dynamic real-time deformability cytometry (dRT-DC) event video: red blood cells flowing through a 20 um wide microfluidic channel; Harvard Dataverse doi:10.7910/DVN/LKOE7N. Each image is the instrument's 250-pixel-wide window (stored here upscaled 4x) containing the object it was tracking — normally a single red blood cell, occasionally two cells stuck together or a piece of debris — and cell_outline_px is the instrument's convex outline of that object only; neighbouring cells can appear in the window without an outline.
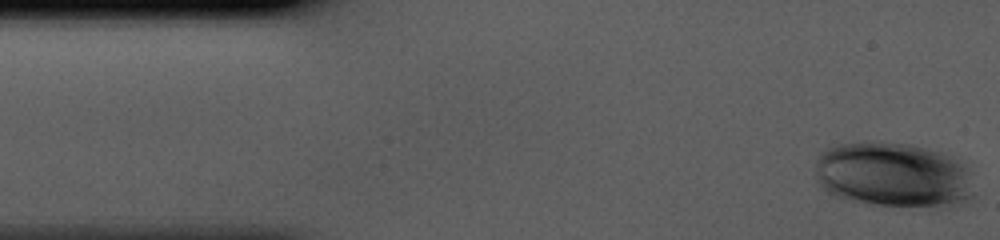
{"species": "human", "species_latin": "Homo sapiens", "temperature_condition": "cold", "stored_images_in_passage": 36, "camera_frame_rate_fps": 3000, "um_per_image_px": 0.085, "donor": {"sex": "male"}, "frame": {"image": 1, "passage_image": 1, "time_ms": 0.0, "image_size_px": [1000, 240], "cell_outline_px": [[972, 196], [964, 200], [944, 208], [868, 204], [836, 196], [828, 192], [816, 180], [816, 160], [820, 152], [828, 148], [840, 144], [864, 140], [880, 140], [908, 144], [940, 152], [964, 164], [968, 168]], "centroid_in_image_um": [75.88, 14.85], "position_along_channel_um": 9.1, "area_um2": 60.57}}
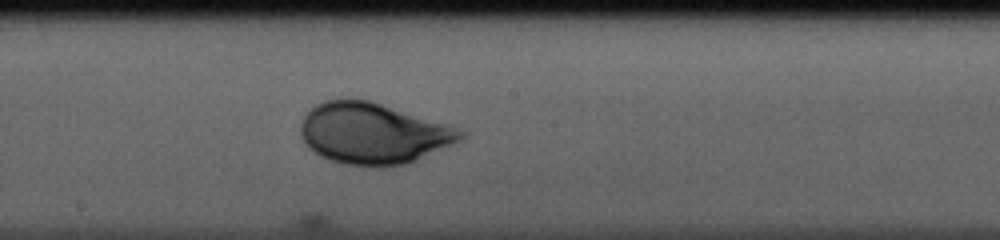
{"frame": {"image": 2, "passage_image": 22, "time_ms": 7.0, "image_size_px": [1000, 240], "cell_outline_px": [[468, 132], [464, 140], [408, 164], [376, 168], [372, 168], [344, 164], [328, 160], [320, 156], [308, 148], [300, 132], [300, 124], [304, 116], [316, 104], [324, 100], [368, 100], [448, 124]], "centroid_in_image_um": [31.76, 11.38], "position_along_channel_um": 216.4, "area_um2": 57.45}}
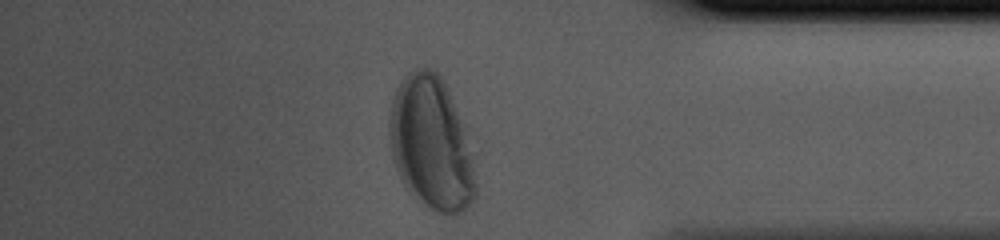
{"frame": {"image": 3, "passage_image": 36, "time_ms": 11.667, "image_size_px": [1000, 240], "cell_outline_px": [[476, 196], [464, 212], [456, 216], [452, 216], [440, 212], [424, 204], [408, 192], [400, 180], [392, 156], [392, 100], [400, 80], [408, 72], [416, 68], [432, 68], [440, 76], [448, 92], [464, 128], [476, 184]], "centroid_in_image_um": [36.66, 12.25], "position_along_channel_um": 398.5, "area_um2": 65.49}}